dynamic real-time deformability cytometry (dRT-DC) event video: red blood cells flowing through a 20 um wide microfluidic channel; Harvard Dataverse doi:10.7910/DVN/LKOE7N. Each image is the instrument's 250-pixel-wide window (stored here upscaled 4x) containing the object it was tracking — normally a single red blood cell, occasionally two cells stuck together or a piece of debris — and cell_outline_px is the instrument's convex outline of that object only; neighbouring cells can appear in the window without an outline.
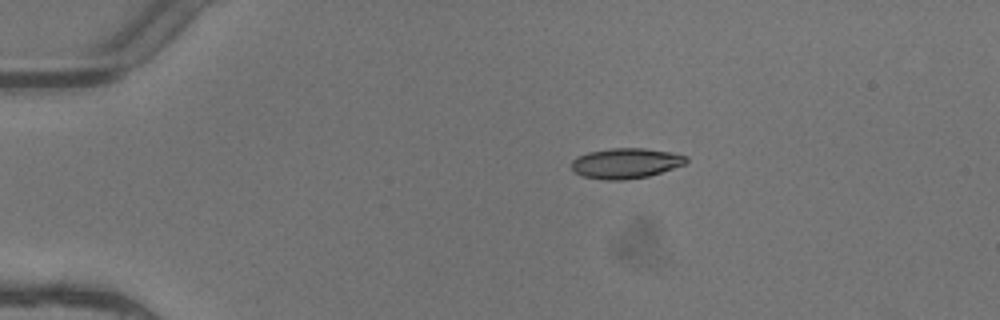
{"species": "common noctule bat (a hibernating species)", "species_latin": "Nyctalus noctula", "temperature_condition": "warm", "stored_images_in_passage": 2, "camera_frame_rate_fps": 3000, "um_per_image_px": 0.085, "animal": {"sex": "female"}, "frame": {"image": 1, "passage_image": 1, "time_ms": 0.0, "image_size_px": [1000, 320], "cell_outline_px": [[688, 160], [684, 164], [648, 176], [624, 180], [608, 180], [584, 176], [576, 172], [572, 168], [572, 160], [576, 156], [588, 152], [612, 148], [644, 148], [668, 152], [688, 156]], "centroid_in_image_um": [53.17, 13.87], "position_along_channel_um": 31.8, "area_um2": 20.0}}